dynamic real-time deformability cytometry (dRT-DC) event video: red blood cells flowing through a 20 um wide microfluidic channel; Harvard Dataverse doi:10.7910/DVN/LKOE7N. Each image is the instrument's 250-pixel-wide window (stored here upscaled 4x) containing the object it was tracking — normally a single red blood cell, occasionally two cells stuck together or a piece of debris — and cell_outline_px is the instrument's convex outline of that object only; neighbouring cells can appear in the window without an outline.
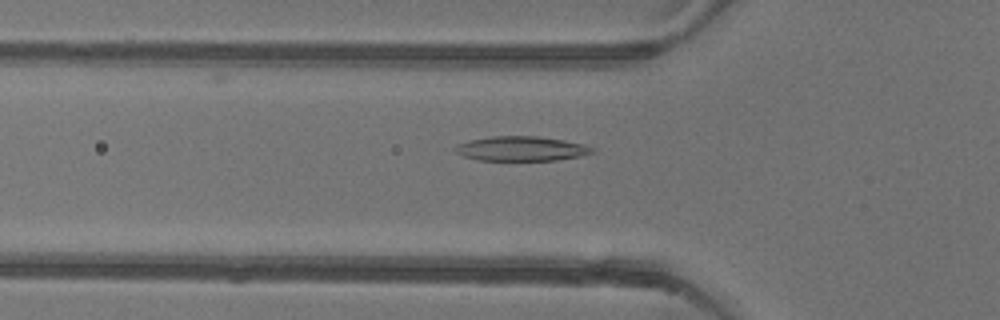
{"species": "common noctule bat (a hibernating species)", "species_latin": "Nyctalus noctula", "temperature_condition": "warm", "stored_images_in_passage": 53, "camera_frame_rate_fps": 3000, "um_per_image_px": 0.085, "animal": {"sex": "female"}, "frame": {"image": 1, "passage_image": 18, "time_ms": 5.667, "image_size_px": [1000, 320], "cell_outline_px": [[596, 152], [580, 156], [556, 160], [476, 160], [464, 156], [456, 152], [452, 148], [456, 144], [468, 140], [492, 136], [536, 136], [564, 140], [584, 144], [596, 148]], "centroid_in_image_um": [44.31, 12.63], "position_along_channel_um": 81.5, "area_um2": 19.83}}
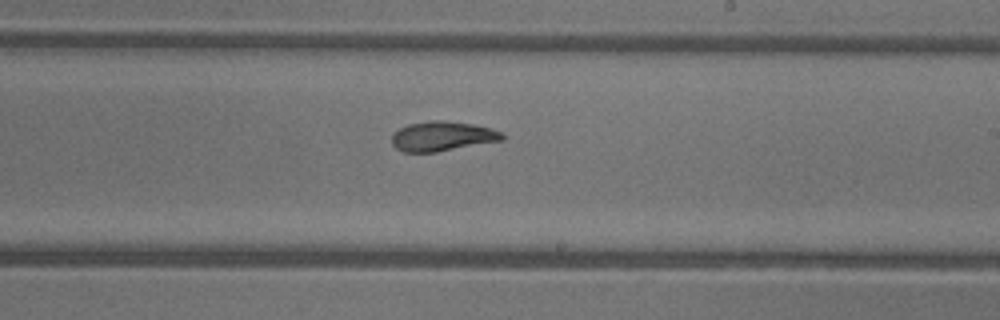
{"frame": {"image": 2, "passage_image": 31, "time_ms": 10.0, "image_size_px": [1000, 320], "cell_outline_px": [[504, 140], [436, 152], [404, 152], [396, 148], [392, 144], [392, 136], [400, 128], [408, 124], [428, 120], [444, 120], [472, 124], [492, 128], [504, 132]], "centroid_in_image_um": [37.63, 11.57], "position_along_channel_um": 251.4, "area_um2": 19.19}}
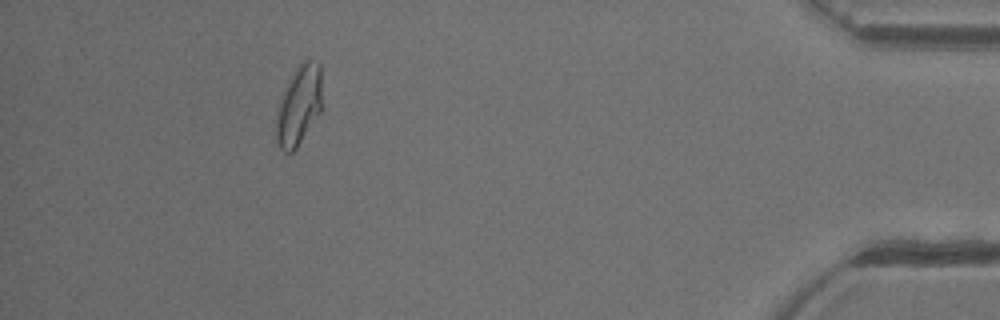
{"frame": {"image": 3, "passage_image": 48, "time_ms": 15.667, "image_size_px": [1000, 320], "cell_outline_px": [[320, 112], [296, 148], [292, 152], [284, 152], [276, 144], [276, 108], [284, 88], [292, 72], [300, 60], [308, 60], [320, 64]], "centroid_in_image_um": [25.35, 8.95], "position_along_channel_um": 409.9, "area_um2": 21.27}, "authors_computed_cell_mechanics": {"area_um2": 20.1722, "velocity_mm_per_s": 3.9037, "shape_relaxation_time_tau1_ms": 4.709, "shape_relaxation_time_tau2_ms": 1.741, "deformation_change_tau1": 0.1768, "deformation_change_tau2": 0.0728}}